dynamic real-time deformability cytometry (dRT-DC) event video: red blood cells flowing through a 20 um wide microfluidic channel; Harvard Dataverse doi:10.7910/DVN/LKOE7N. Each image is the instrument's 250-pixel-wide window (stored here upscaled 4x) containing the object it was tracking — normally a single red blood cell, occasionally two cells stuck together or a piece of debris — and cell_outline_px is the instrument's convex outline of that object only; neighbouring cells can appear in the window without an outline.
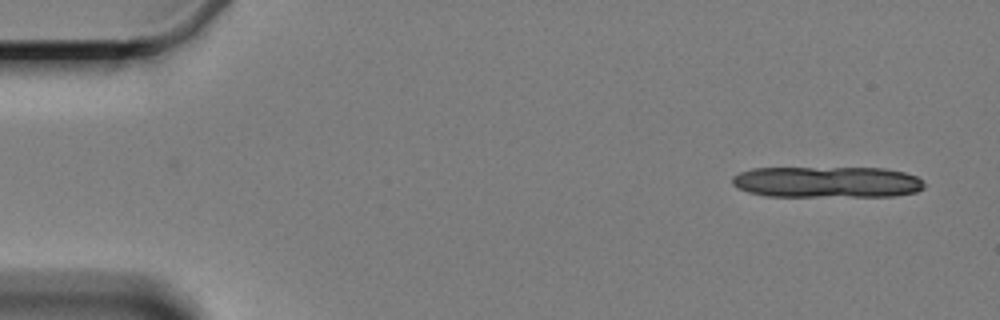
{"species": "Egyptian fruit bat (a non-hibernating species)", "species_latin": "Rousettus aegyptiacus", "temperature_condition": "cold", "stored_images_in_passage": 4, "segment_of_instrument_passage": [2, 2], "camera_frame_rate_fps": 3000, "um_per_image_px": 0.085, "animal": {"sex": "female"}, "frame": {"image": 1, "passage_image": 4, "time_ms": 4.0, "image_size_px": [1000, 320], "cell_outline_px": [[924, 188], [916, 192], [896, 196], [764, 196], [748, 192], [736, 188], [732, 184], [732, 176], [740, 172], [752, 168], [884, 168], [904, 172], [916, 176], [924, 184]], "centroid_in_image_um": [70.27, 15.48], "position_along_channel_um": 14.7, "area_um2": 35.14}}